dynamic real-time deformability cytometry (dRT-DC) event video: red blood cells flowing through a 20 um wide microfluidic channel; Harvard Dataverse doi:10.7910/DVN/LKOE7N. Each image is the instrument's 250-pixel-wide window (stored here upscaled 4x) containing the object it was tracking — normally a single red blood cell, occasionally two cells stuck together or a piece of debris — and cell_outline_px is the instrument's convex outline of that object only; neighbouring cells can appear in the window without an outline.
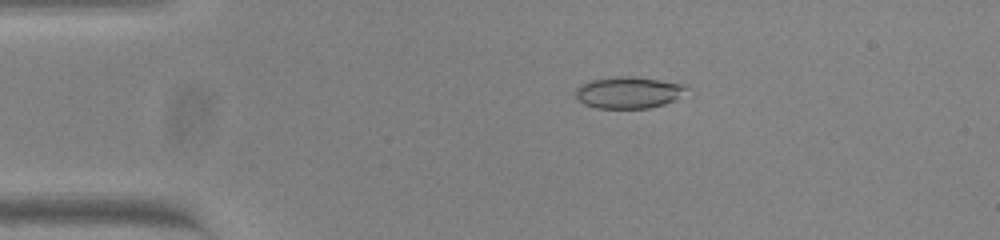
{"species": "common noctule bat (a hibernating species)", "species_latin": "Nyctalus noctula", "temperature_condition": "warm", "stored_images_in_passage": 54, "camera_frame_rate_fps": 3000, "um_per_image_px": 0.085, "animal": {"sex": "female", "body_mass_g": 23.0, "forearm_length_mm": 53.4}, "frame": {"image": 1, "passage_image": 11, "time_ms": 3.333, "image_size_px": [1000, 240], "cell_outline_px": [[688, 88], [672, 100], [664, 104], [648, 108], [596, 108], [584, 104], [576, 96], [576, 88], [580, 84], [592, 80], [616, 76], [628, 76], [660, 80], [688, 84]], "centroid_in_image_um": [53.4, 7.85], "position_along_channel_um": 31.6, "area_um2": 20.23}}
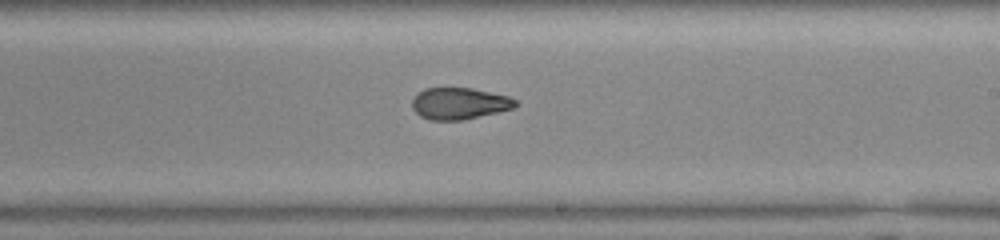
{"frame": {"image": 2, "passage_image": 32, "time_ms": 10.333, "image_size_px": [1000, 240], "cell_outline_px": [[516, 104], [512, 108], [496, 112], [460, 120], [428, 120], [420, 116], [412, 108], [412, 100], [424, 88], [472, 88], [508, 96], [516, 100]], "centroid_in_image_um": [39.0, 8.79], "position_along_channel_um": 250.0, "area_um2": 18.73}}
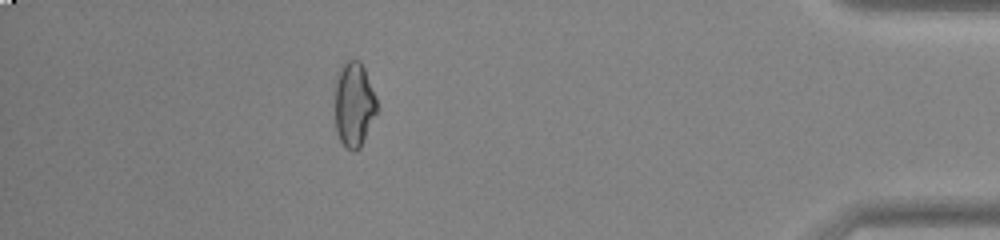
{"frame": {"image": 3, "passage_image": 48, "time_ms": 15.667, "image_size_px": [1000, 240], "cell_outline_px": [[380, 108], [360, 148], [356, 152], [352, 152], [340, 140], [336, 132], [336, 76], [340, 64], [344, 60], [360, 60], [364, 68], [376, 96]], "centroid_in_image_um": [30.12, 8.86], "position_along_channel_um": 405.1, "area_um2": 21.15}, "authors_computed_cell_mechanics": {"area_um2": 20.2589, "velocity_mm_per_s": 3.8404, "shape_relaxation_time_tau1_ms": null, "shape_relaxation_time_tau2_ms": 1.5992, "deformation_change_tau1": null, "deformation_change_tau2": 0.0686}}